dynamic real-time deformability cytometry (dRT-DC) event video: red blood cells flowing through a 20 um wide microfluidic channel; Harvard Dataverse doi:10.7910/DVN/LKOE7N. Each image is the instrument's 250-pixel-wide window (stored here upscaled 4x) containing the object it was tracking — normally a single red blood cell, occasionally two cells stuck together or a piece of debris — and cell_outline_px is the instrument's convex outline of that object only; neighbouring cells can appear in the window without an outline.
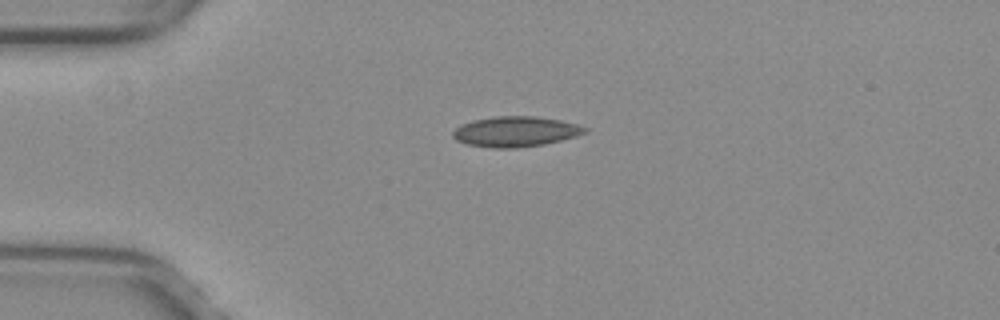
{"species": "common noctule bat (a hibernating species)", "species_latin": "Nyctalus noctula", "temperature_condition": "warm", "stored_images_in_passage": 40, "camera_frame_rate_fps": 3000, "um_per_image_px": 0.085, "animal": {"sex": "female", "body_mass_g": 29.2, "forearm_length_mm": 56.3}, "frame": {"image": 1, "passage_image": 1, "time_ms": 0.0, "image_size_px": [1000, 320], "cell_outline_px": [[588, 132], [576, 136], [544, 144], [516, 148], [492, 148], [468, 144], [456, 140], [452, 136], [452, 132], [460, 124], [472, 120], [496, 116], [536, 116], [560, 120], [576, 124], [588, 128]], "centroid_in_image_um": [43.81, 11.18], "position_along_channel_um": 41.2, "area_um2": 23.35}}
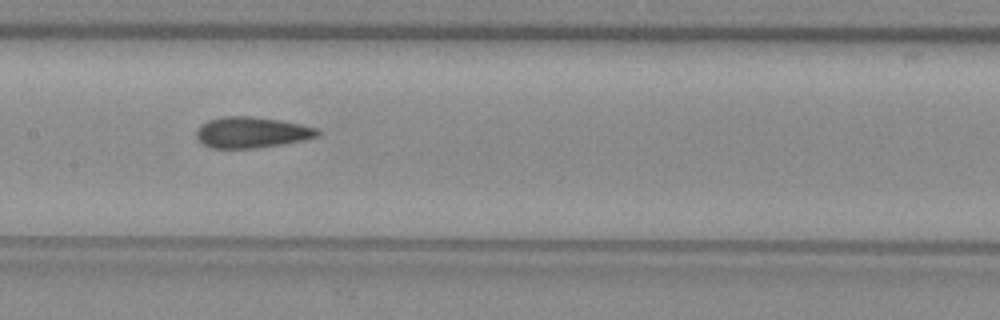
{"frame": {"image": 2, "passage_image": 14, "time_ms": 4.333, "image_size_px": [1000, 320], "cell_outline_px": [[320, 136], [304, 140], [256, 148], [212, 148], [200, 144], [196, 140], [196, 128], [200, 124], [208, 120], [224, 116], [252, 116], [280, 120], [300, 124], [316, 128], [320, 132]], "centroid_in_image_um": [21.33, 11.25], "position_along_channel_um": 186.1, "area_um2": 22.08}}
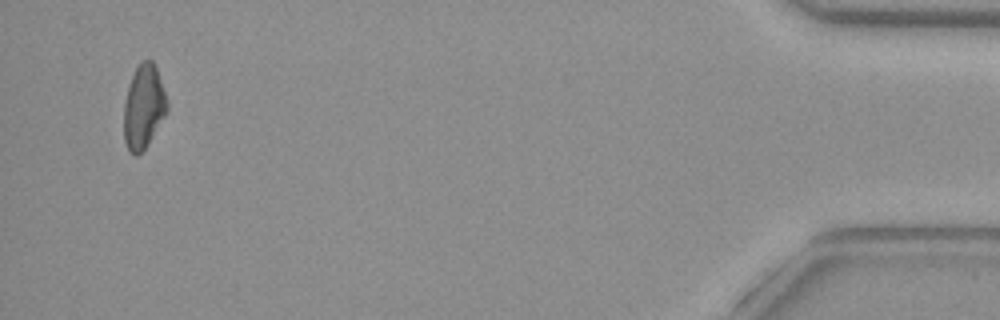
{"frame": {"image": 3, "passage_image": 38, "time_ms": 12.333, "image_size_px": [1000, 320], "cell_outline_px": [[168, 112], [148, 144], [136, 156], [128, 152], [124, 140], [124, 104], [128, 84], [140, 60], [152, 60], [156, 68], [168, 104]], "centroid_in_image_um": [12.2, 9.1], "position_along_channel_um": 423.0, "area_um2": 21.15}, "authors_computed_cell_mechanics": {"area_um2": 21.6172, "velocity_mm_per_s": 4.0179, "shape_relaxation_time_tau1_ms": null, "shape_relaxation_time_tau2_ms": 2.7513, "deformation_change_tau1": null, "deformation_change_tau2": 0.0803}}